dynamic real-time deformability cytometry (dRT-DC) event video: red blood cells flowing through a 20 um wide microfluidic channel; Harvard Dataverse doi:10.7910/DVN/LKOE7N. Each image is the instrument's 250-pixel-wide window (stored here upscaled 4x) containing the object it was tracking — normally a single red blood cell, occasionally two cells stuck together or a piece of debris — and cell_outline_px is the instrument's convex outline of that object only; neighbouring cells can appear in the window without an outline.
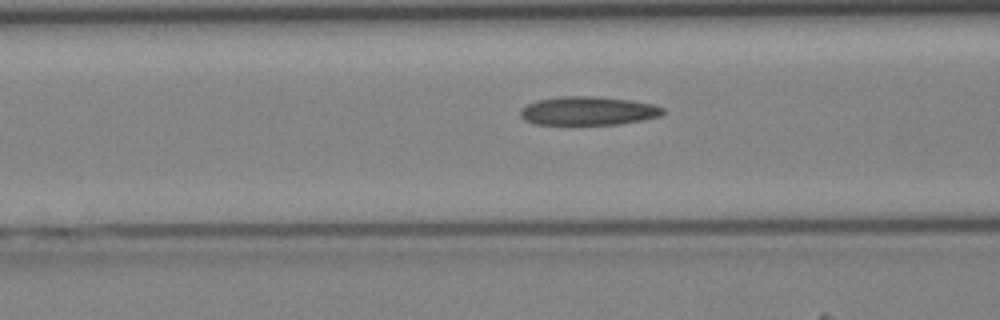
{"species": "Egyptian fruit bat (a non-hibernating species)", "species_latin": "Rousettus aegyptiacus", "temperature_condition": "cold", "stored_images_in_passage": 31, "camera_frame_rate_fps": 3000, "um_per_image_px": 0.085, "animal": {"sex": "female"}, "frame": {"image": 1, "passage_image": 6, "time_ms": 1.667, "image_size_px": [1000, 320], "cell_outline_px": [[664, 112], [660, 116], [620, 124], [536, 124], [524, 120], [520, 116], [520, 108], [536, 100], [556, 96], [600, 96], [628, 100], [652, 104], [664, 108]], "centroid_in_image_um": [49.94, 9.41], "position_along_channel_um": 116.7, "area_um2": 23.81}}
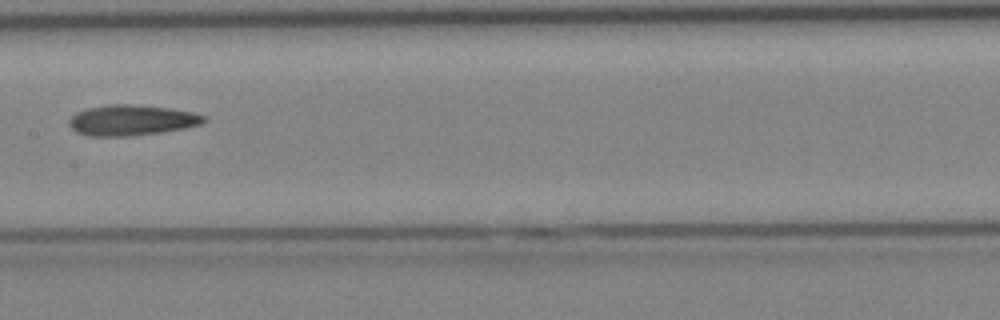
{"frame": {"image": 2, "passage_image": 11, "time_ms": 3.333, "image_size_px": [1000, 320], "cell_outline_px": [[208, 120], [200, 124], [184, 128], [160, 132], [128, 136], [88, 136], [76, 132], [68, 124], [68, 120], [76, 112], [88, 108], [108, 104], [132, 104], [168, 108], [192, 112], [204, 116]], "centroid_in_image_um": [11.15, 10.21], "position_along_channel_um": 196.3, "area_um2": 23.93}}
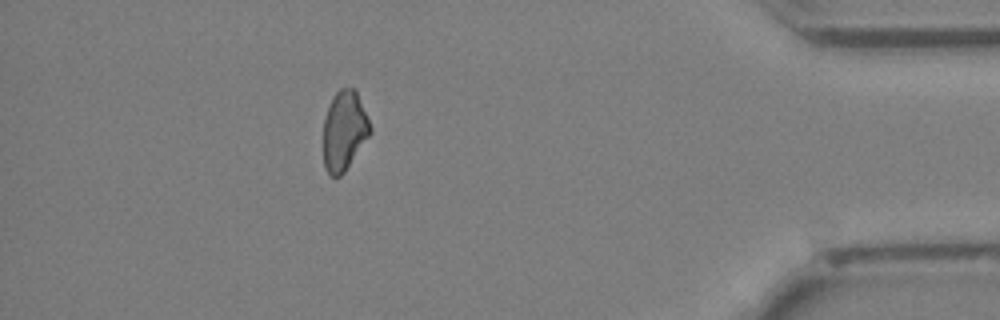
{"frame": {"image": 3, "passage_image": 27, "time_ms": 8.667, "image_size_px": [1000, 320], "cell_outline_px": [[372, 132], [344, 172], [340, 176], [328, 176], [324, 168], [324, 120], [332, 96], [340, 88], [356, 88], [368, 116], [372, 128]], "centroid_in_image_um": [29.28, 11.09], "position_along_channel_um": 405.9, "area_um2": 21.91}}